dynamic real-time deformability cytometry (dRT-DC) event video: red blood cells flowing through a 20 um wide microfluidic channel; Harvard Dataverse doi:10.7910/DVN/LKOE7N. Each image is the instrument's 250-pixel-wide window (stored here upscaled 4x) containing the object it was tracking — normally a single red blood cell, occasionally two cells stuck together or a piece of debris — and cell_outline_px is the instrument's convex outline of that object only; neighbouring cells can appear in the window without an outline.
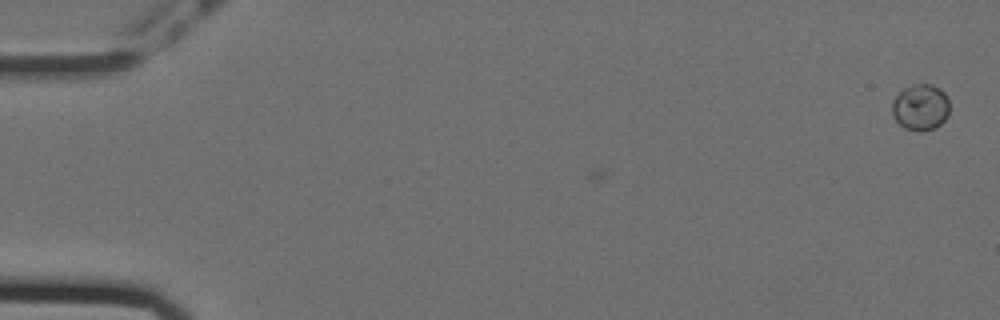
{"species": "Egyptian fruit bat (a non-hibernating species)", "species_latin": "Rousettus aegyptiacus", "temperature_condition": "cold", "stored_images_in_passage": 5, "camera_frame_rate_fps": 3000, "um_per_image_px": 0.085, "animal": {"sex": "female"}, "frame": {"image": 1, "passage_image": 5, "time_ms": 1.333, "image_size_px": [1000, 320], "cell_outline_px": [[948, 116], [940, 124], [932, 128], [904, 128], [892, 116], [892, 100], [904, 88], [916, 84], [928, 84], [940, 88], [944, 92], [948, 100]], "centroid_in_image_um": [78.23, 9.07], "position_along_channel_um": 6.8, "area_um2": 14.97}}